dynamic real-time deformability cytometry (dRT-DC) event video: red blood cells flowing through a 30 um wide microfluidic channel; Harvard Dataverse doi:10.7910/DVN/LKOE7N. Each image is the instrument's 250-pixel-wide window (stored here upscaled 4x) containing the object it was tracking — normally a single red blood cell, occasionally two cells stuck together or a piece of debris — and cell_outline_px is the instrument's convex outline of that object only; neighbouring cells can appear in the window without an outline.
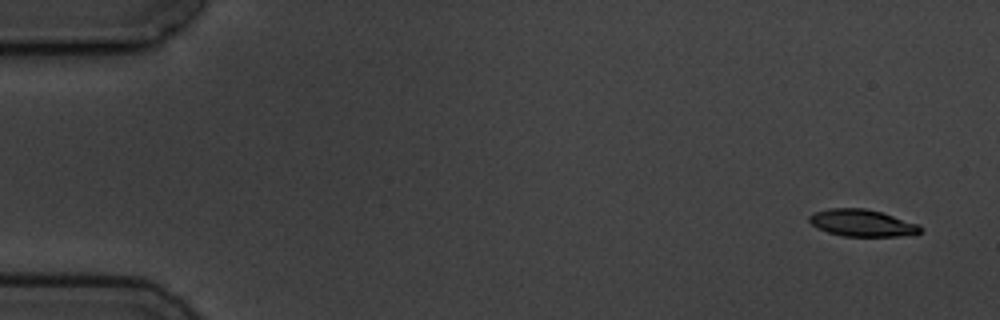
{"species": "common noctule bat (a hibernating species)", "species_latin": "Nyctalus noctula", "temperature_condition": "cold", "stored_images_in_passage": 5, "camera_frame_rate_fps": 3000, "um_per_image_px": 0.085, "animal": {"sex": "male", "body_mass_g": 19.5, "forearm_length_mm": 54.6}, "frame": {"image": 1, "passage_image": 1, "time_ms": 0.0, "image_size_px": [1000, 320], "cell_outline_px": [[924, 228], [916, 236], [844, 236], [828, 232], [816, 228], [808, 220], [808, 216], [812, 212], [828, 208], [864, 208], [880, 212], [920, 224]], "centroid_in_image_um": [73.3, 18.96], "position_along_channel_um": 11.7, "area_um2": 17.74}}
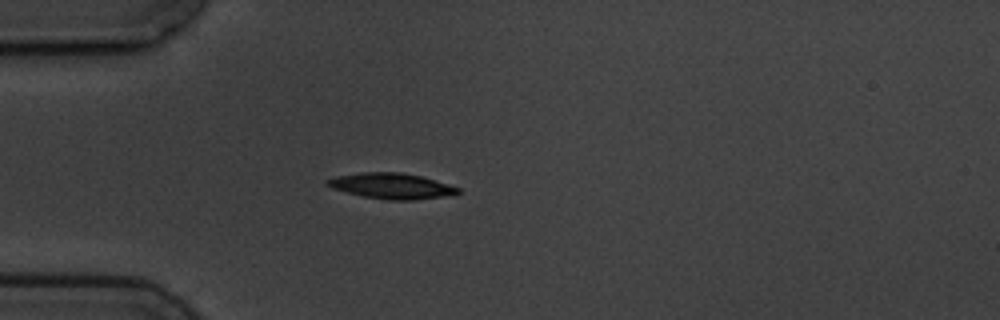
{"frame": {"image": 2, "passage_image": 4, "time_ms": 4.333, "image_size_px": [1000, 320], "cell_outline_px": [[460, 192], [444, 196], [412, 200], [388, 200], [364, 196], [332, 188], [324, 184], [324, 180], [336, 176], [360, 172], [400, 172], [420, 176], [448, 184], [460, 188]], "centroid_in_image_um": [33.23, 15.79], "position_along_channel_um": 51.8, "area_um2": 19.36}}